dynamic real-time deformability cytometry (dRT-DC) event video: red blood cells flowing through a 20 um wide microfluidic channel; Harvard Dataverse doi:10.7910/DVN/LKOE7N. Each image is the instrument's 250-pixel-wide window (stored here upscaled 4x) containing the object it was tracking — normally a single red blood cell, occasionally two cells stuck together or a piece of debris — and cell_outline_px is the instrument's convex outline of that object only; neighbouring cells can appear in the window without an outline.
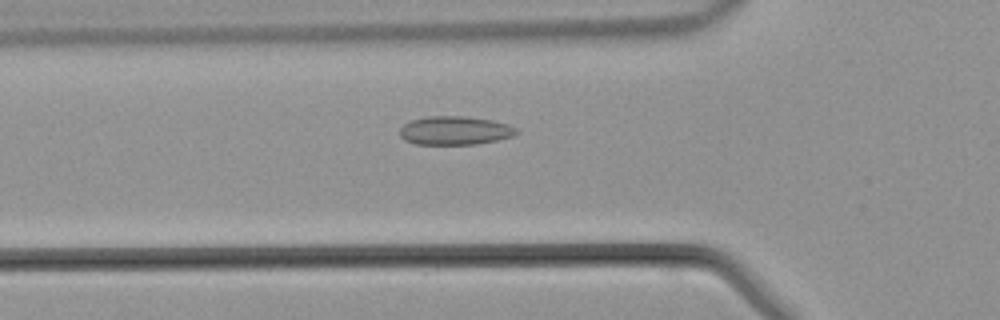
{"species": "common noctule bat (a hibernating species)", "species_latin": "Nyctalus noctula", "temperature_condition": "warm", "stored_images_in_passage": 43, "camera_frame_rate_fps": 3000, "um_per_image_px": 0.085, "animal": {"sex": "male", "body_mass_g": 21.5, "forearm_length_mm": 52.0}, "frame": {"image": 1, "passage_image": 14, "time_ms": 4.333, "image_size_px": [1000, 320], "cell_outline_px": [[520, 132], [512, 136], [496, 140], [476, 144], [416, 144], [404, 140], [400, 136], [400, 128], [404, 124], [412, 120], [428, 116], [468, 116], [492, 120], [508, 124], [516, 128]], "centroid_in_image_um": [38.67, 11.09], "position_along_channel_um": 87.1, "area_um2": 19.48}}
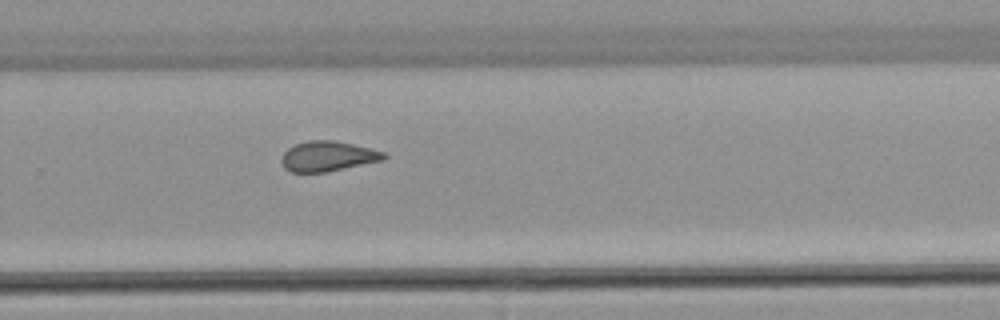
{"frame": {"image": 2, "passage_image": 28, "time_ms": 9.0, "image_size_px": [1000, 320], "cell_outline_px": [[388, 156], [384, 160], [328, 172], [292, 172], [284, 168], [280, 160], [284, 152], [288, 148], [296, 144], [308, 140], [336, 140], [384, 152]], "centroid_in_image_um": [27.86, 13.28], "position_along_channel_um": 301.9, "area_um2": 18.03}}
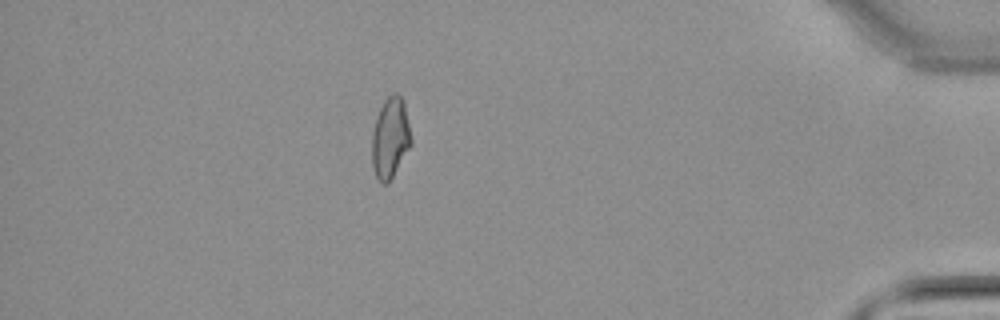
{"frame": {"image": 3, "passage_image": 38, "time_ms": 12.333, "image_size_px": [1000, 320], "cell_outline_px": [[412, 144], [388, 184], [384, 184], [376, 176], [372, 164], [372, 132], [376, 116], [384, 100], [392, 92], [396, 92], [404, 100], [412, 140]], "centroid_in_image_um": [33.18, 11.69], "position_along_channel_um": 402.0, "area_um2": 18.55}}